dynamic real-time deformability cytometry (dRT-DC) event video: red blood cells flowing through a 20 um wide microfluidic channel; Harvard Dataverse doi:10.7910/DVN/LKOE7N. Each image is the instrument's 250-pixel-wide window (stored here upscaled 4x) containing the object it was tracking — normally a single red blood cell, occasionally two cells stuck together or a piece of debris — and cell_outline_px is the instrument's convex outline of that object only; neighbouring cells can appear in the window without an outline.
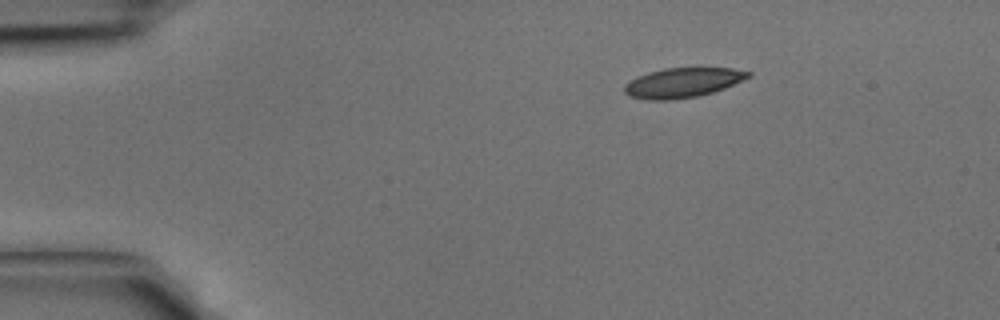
{"species": "common noctule bat (a hibernating species)", "species_latin": "Nyctalus noctula", "temperature_condition": "cold", "stored_images_in_passage": 36, "camera_frame_rate_fps": 3000, "um_per_image_px": 0.085, "animal": {"sex": "male", "body_mass_g": 15.6}, "frame": {"image": 1, "passage_image": 1, "time_ms": 0.0, "image_size_px": [1000, 320], "cell_outline_px": [[752, 76], [724, 88], [712, 92], [696, 96], [672, 100], [648, 100], [628, 96], [624, 92], [624, 84], [636, 76], [648, 72], [664, 68], [732, 68], [752, 72]], "centroid_in_image_um": [57.99, 7.02], "position_along_channel_um": 27.0, "area_um2": 21.5}}
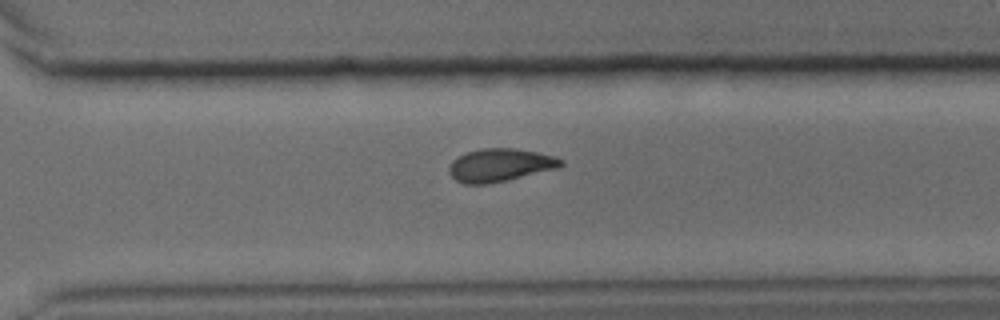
{"frame": {"image": 2, "passage_image": 24, "time_ms": 7.667, "image_size_px": [1000, 320], "cell_outline_px": [[564, 164], [556, 168], [488, 184], [464, 184], [456, 180], [448, 172], [448, 168], [452, 160], [464, 152], [480, 148], [516, 148], [536, 152], [552, 156], [564, 160]], "centroid_in_image_um": [42.44, 14.02], "position_along_channel_um": 328.2, "area_um2": 21.39}}
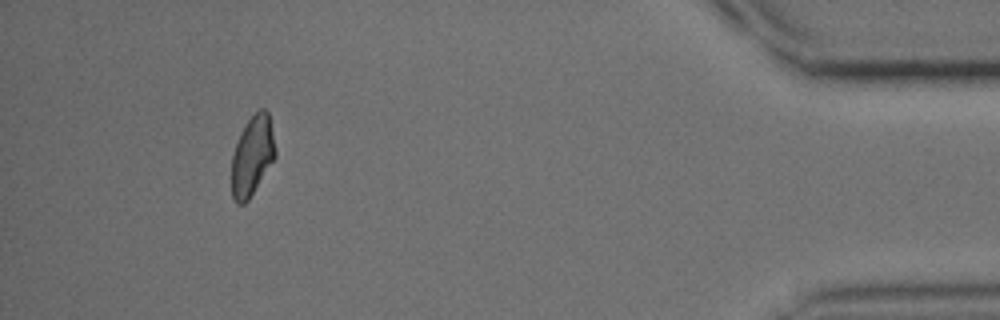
{"frame": {"image": 3, "passage_image": 33, "time_ms": 10.667, "image_size_px": [1000, 320], "cell_outline_px": [[276, 156], [248, 200], [244, 204], [236, 204], [232, 196], [232, 156], [240, 132], [248, 120], [260, 108], [264, 108], [268, 112], [276, 148]], "centroid_in_image_um": [21.44, 13.24], "position_along_channel_um": 413.8, "area_um2": 20.11}}